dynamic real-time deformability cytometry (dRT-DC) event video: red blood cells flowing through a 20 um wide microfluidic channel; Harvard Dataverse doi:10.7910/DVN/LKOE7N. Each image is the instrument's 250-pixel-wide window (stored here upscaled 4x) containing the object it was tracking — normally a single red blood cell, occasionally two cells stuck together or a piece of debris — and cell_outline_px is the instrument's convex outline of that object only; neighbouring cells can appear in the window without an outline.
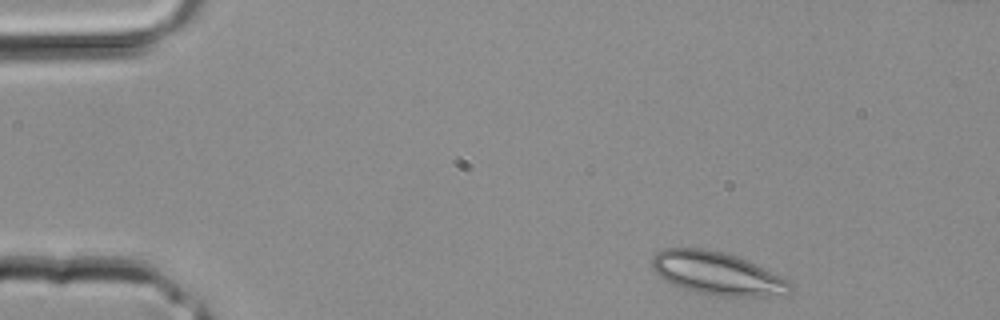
{"species": "common noctule bat (a hibernating species)", "species_latin": "Nyctalus noctula", "temperature_condition": "room temperature", "stored_images_in_passage": 3, "camera_frame_rate_fps": 3000, "um_per_image_px": 0.085, "animal": {"sex": "male", "body_mass_g": 20.4}, "frame": {"image": 1, "passage_image": 1, "time_ms": 0.0, "image_size_px": [1000, 320], "cell_outline_px": [[792, 292], [788, 296], [720, 296], [696, 292], [684, 288], [664, 280], [652, 268], [652, 260], [656, 252], [664, 248], [704, 248], [724, 252], [736, 256], [756, 264], [788, 280], [792, 284]], "centroid_in_image_um": [61.0, 23.25], "position_along_channel_um": 24.0, "area_um2": 34.56}}